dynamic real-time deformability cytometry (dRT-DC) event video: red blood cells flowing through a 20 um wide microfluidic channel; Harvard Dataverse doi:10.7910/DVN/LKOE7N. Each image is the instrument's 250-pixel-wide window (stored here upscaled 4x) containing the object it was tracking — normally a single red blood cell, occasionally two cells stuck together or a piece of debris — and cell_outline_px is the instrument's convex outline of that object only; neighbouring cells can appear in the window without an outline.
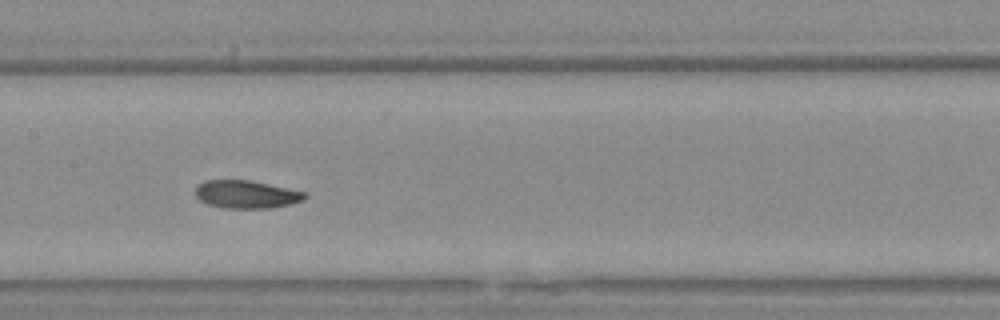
{"species": "Egyptian fruit bat (a non-hibernating species)", "species_latin": "Rousettus aegyptiacus", "temperature_condition": "warm", "stored_images_in_passage": 42, "camera_frame_rate_fps": 3000, "um_per_image_px": 0.085, "animal": {"sex": "female"}, "frame": {"image": 1, "passage_image": 13, "time_ms": 4.0, "image_size_px": [1000, 320], "cell_outline_px": [[308, 196], [304, 200], [272, 208], [220, 208], [208, 204], [200, 200], [196, 196], [196, 188], [204, 180], [248, 180], [268, 184], [304, 192]], "centroid_in_image_um": [20.92, 16.53], "position_along_channel_um": 186.5, "area_um2": 17.63}, "authors_computed_cell_mechanics": {"area_um2": 17.8024, "velocity_mm_per_s": 3.6808, "shape_relaxation_time_tau1_ms": 4.6663, "shape_relaxation_time_tau2_ms": 2.6697, "deformation_change_tau1": 0.1561, "deformation_change_tau2": 0.085}}